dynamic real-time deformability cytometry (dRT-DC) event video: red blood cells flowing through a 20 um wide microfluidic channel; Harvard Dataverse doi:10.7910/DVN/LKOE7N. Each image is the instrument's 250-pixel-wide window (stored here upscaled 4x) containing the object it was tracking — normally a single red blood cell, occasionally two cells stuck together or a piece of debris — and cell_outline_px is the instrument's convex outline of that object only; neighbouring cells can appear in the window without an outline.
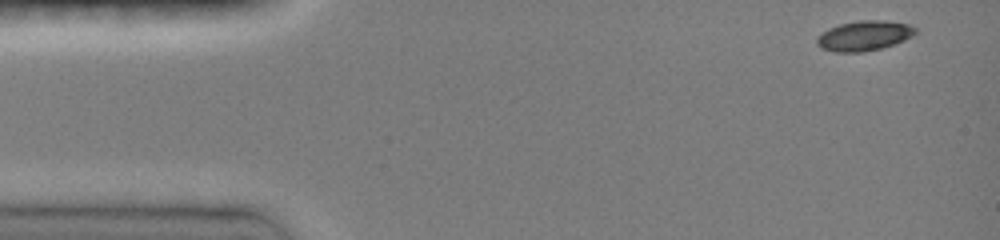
{"species": "common noctule bat (a hibernating species)", "species_latin": "Nyctalus noctula", "temperature_condition": "room temperature", "stored_images_in_passage": 42, "camera_frame_rate_fps": 3000, "um_per_image_px": 0.085, "animal": {"sex": "female", "body_mass_g": 19.0, "forearm_length_mm": 51.5}, "frame": {"image": 1, "passage_image": 1, "time_ms": 0.0, "image_size_px": [1000, 240], "cell_outline_px": [[916, 32], [912, 36], [904, 40], [880, 48], [860, 52], [836, 52], [820, 48], [816, 44], [816, 40], [828, 28], [840, 24], [860, 20], [884, 20], [908, 24], [916, 28]], "centroid_in_image_um": [73.44, 3.03], "position_along_channel_um": 11.6, "area_um2": 16.99}}
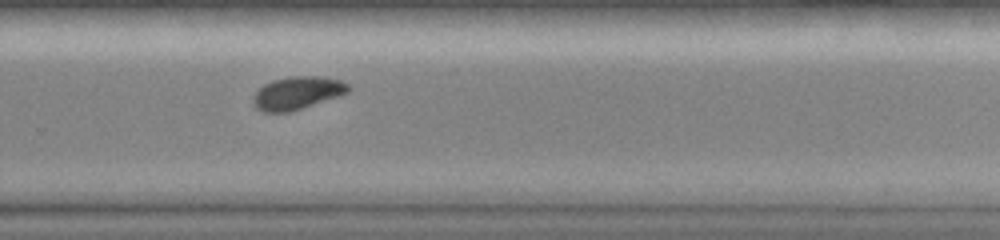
{"frame": {"image": 2, "passage_image": 30, "time_ms": 9.667, "image_size_px": [1000, 240], "cell_outline_px": [[348, 92], [340, 96], [288, 112], [264, 112], [256, 108], [252, 100], [252, 96], [264, 84], [272, 80], [292, 76], [320, 76], [340, 80], [348, 84]], "centroid_in_image_um": [25.25, 7.9], "position_along_channel_um": 304.6, "area_um2": 18.09}}
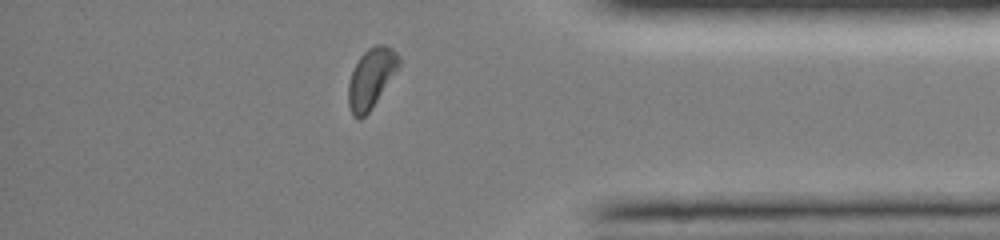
{"frame": {"image": 3, "passage_image": 38, "time_ms": 12.333, "image_size_px": [1000, 240], "cell_outline_px": [[400, 64], [396, 72], [368, 112], [360, 120], [352, 116], [348, 104], [348, 84], [352, 72], [360, 56], [368, 48], [376, 44], [384, 44], [392, 48], [400, 56]], "centroid_in_image_um": [31.54, 6.63], "position_along_channel_um": 403.7, "area_um2": 17.46}, "authors_computed_cell_mechanics": {"area_um2": 18.0336, "velocity_mm_per_s": 4.1046, "shape_relaxation_time_tau1_ms": 2.6512, "shape_relaxation_time_tau2_ms": null, "deformation_change_tau1": 0.1277, "deformation_change_tau2": null}}